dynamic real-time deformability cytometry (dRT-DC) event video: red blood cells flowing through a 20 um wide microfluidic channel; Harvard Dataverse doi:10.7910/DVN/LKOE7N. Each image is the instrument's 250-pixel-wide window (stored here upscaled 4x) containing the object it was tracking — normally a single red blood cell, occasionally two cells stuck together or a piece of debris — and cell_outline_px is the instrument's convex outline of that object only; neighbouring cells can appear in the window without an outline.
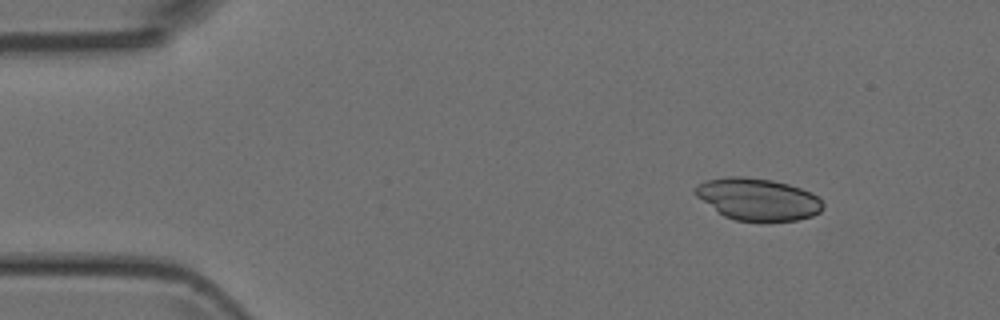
{"species": "Egyptian fruit bat (a non-hibernating species)", "species_latin": "Rousettus aegyptiacus", "temperature_condition": "room temperature", "stored_images_in_passage": 4, "camera_frame_rate_fps": 3000, "um_per_image_px": 0.085, "animal": {"sex": "female"}, "frame": {"image": 1, "passage_image": 1, "time_ms": 0.0, "image_size_px": [1000, 320], "cell_outline_px": [[824, 208], [820, 212], [812, 216], [796, 220], [764, 224], [736, 220], [724, 216], [696, 196], [692, 192], [700, 184], [708, 180], [728, 176], [744, 176], [772, 180], [788, 184], [812, 192], [820, 196], [824, 204]], "centroid_in_image_um": [64.47, 16.97], "position_along_channel_um": 20.5, "area_um2": 31.96}}